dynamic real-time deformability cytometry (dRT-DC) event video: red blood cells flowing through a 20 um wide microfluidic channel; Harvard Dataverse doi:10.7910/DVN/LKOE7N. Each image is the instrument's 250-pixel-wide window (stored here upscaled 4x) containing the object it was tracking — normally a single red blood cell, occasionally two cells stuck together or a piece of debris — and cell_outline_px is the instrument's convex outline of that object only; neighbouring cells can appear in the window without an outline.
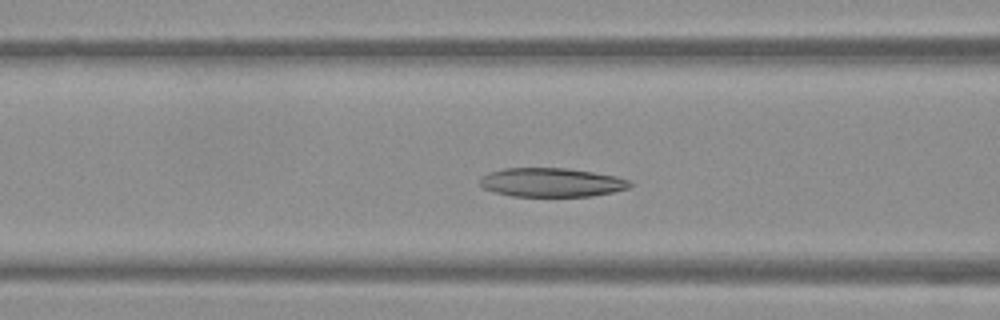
{"species": "Egyptian fruit bat (a non-hibernating species)", "species_latin": "Rousettus aegyptiacus", "temperature_condition": "warm", "stored_images_in_passage": 41, "camera_frame_rate_fps": 3000, "um_per_image_px": 0.085, "frame": {"image": 1, "passage_image": 15, "time_ms": 4.667, "image_size_px": [1000, 320], "cell_outline_px": [[632, 184], [628, 188], [612, 192], [592, 196], [512, 196], [496, 192], [484, 188], [480, 184], [480, 176], [488, 172], [504, 168], [568, 168], [616, 176], [628, 180]], "centroid_in_image_um": [46.85, 15.5], "position_along_channel_um": 119.7, "area_um2": 25.2}}
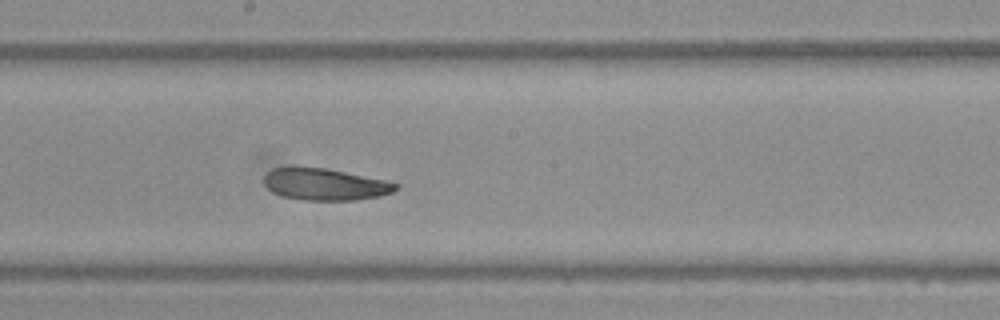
{"frame": {"image": 2, "passage_image": 23, "time_ms": 7.333, "image_size_px": [1000, 320], "cell_outline_px": [[400, 188], [392, 192], [380, 196], [356, 200], [304, 200], [284, 196], [272, 192], [264, 184], [264, 176], [272, 168], [328, 168], [388, 180], [400, 184]], "centroid_in_image_um": [27.7, 15.67], "position_along_channel_um": 220.5, "area_um2": 24.45}}
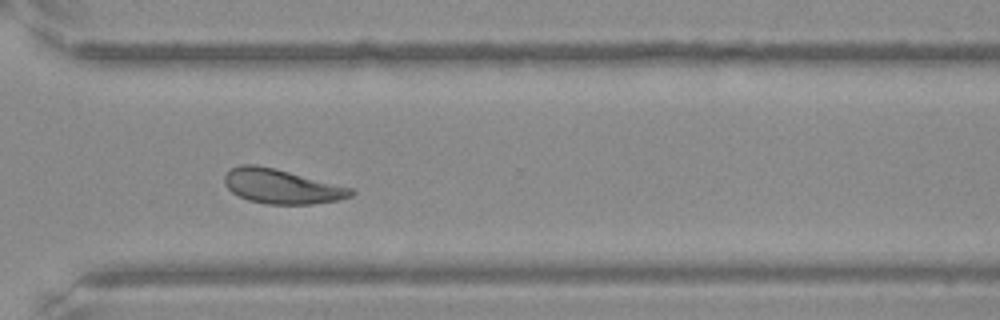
{"frame": {"image": 3, "passage_image": 33, "time_ms": 10.667, "image_size_px": [1000, 320], "cell_outline_px": [[356, 192], [352, 196], [340, 200], [312, 204], [268, 204], [248, 200], [232, 192], [224, 184], [224, 176], [232, 168], [240, 164], [256, 164], [276, 168], [352, 188]], "centroid_in_image_um": [23.95, 15.84], "position_along_channel_um": 346.7, "area_um2": 25.49}, "authors_computed_cell_mechanics": {"area_um2": 25.2586, "velocity_mm_per_s": 3.7849, "shape_relaxation_time_tau1_ms": null, "shape_relaxation_time_tau2_ms": 10.7349, "deformation_change_tau1": null, "deformation_change_tau2": 0.209}}